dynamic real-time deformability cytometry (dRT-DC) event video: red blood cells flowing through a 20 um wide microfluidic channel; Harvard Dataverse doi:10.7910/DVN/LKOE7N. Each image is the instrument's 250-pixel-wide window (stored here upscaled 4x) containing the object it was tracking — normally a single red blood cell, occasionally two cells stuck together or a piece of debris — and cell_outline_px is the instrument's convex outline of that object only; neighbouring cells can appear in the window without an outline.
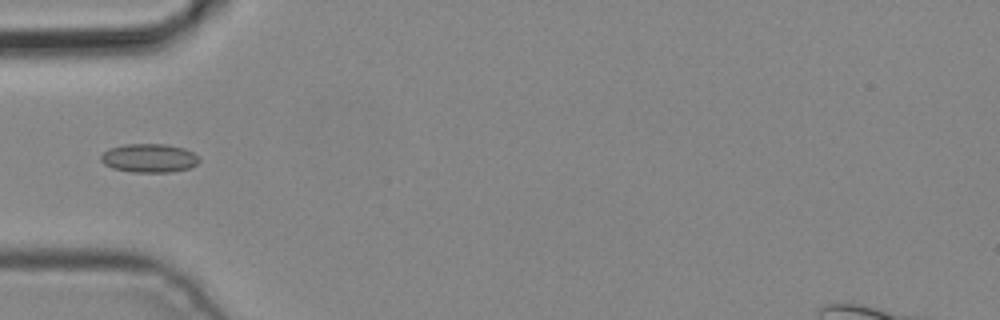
{"species": "common noctule bat (a hibernating species)", "species_latin": "Nyctalus noctula", "temperature_condition": "cold", "stored_images_in_passage": 3, "camera_frame_rate_fps": 3000, "um_per_image_px": 0.085, "animal": {"sex": "male", "body_mass_g": 19.2, "forearm_length_mm": 51.8}, "frame": {"image": 1, "passage_image": 3, "time_ms": 0.667, "image_size_px": [1000, 320], "cell_outline_px": [[200, 160], [196, 164], [188, 168], [168, 172], [132, 172], [112, 168], [104, 164], [100, 160], [100, 156], [108, 148], [124, 144], [164, 144], [184, 148], [192, 152]], "centroid_in_image_um": [12.63, 13.43], "position_along_channel_um": 72.4, "area_um2": 16.36}}